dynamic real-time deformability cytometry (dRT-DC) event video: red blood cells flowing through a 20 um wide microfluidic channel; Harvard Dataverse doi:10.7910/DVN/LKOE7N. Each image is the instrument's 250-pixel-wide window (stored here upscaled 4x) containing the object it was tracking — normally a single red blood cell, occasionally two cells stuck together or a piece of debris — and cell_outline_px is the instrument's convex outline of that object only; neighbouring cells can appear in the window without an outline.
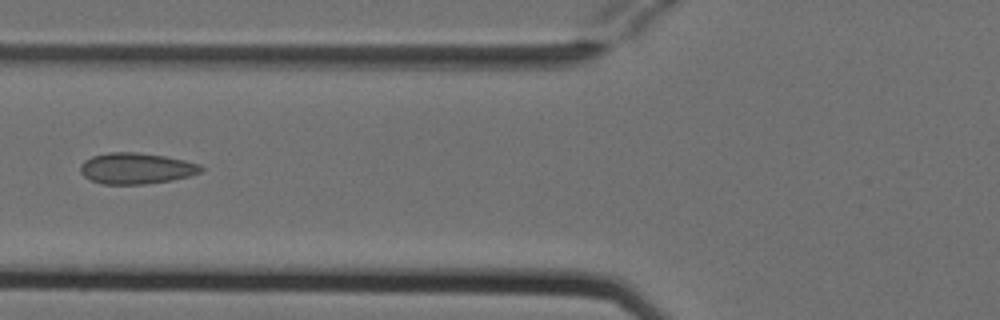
{"species": "Egyptian fruit bat (a non-hibernating species)", "species_latin": "Rousettus aegyptiacus", "temperature_condition": "cold", "stored_images_in_passage": 4, "camera_frame_rate_fps": 3000, "um_per_image_px": 0.085, "animal": {"sex": "female"}, "frame": {"image": 1, "passage_image": 3, "time_ms": 0.667, "image_size_px": [1000, 320], "cell_outline_px": [[204, 168], [200, 172], [188, 176], [172, 180], [144, 184], [104, 184], [92, 180], [84, 176], [80, 172], [80, 164], [84, 160], [92, 156], [108, 152], [136, 152], [164, 156], [184, 160], [200, 164]], "centroid_in_image_um": [11.56, 14.3], "position_along_channel_um": 114.2, "area_um2": 21.79}}
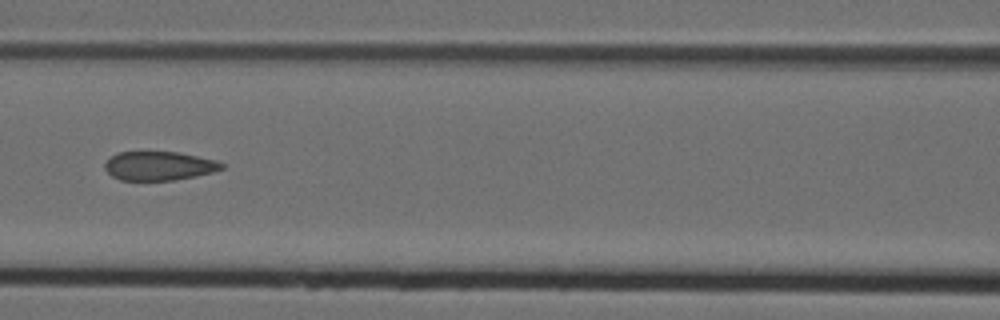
{"frame": {"image": 2, "passage_image": 4, "time_ms": 1.0, "image_size_px": [1000, 320], "cell_outline_px": [[224, 168], [212, 172], [196, 176], [172, 180], [120, 180], [112, 176], [104, 168], [104, 164], [112, 156], [120, 152], [180, 152], [216, 160], [224, 164]], "centroid_in_image_um": [13.53, 14.1], "position_along_channel_um": 153.1, "area_um2": 19.59}}